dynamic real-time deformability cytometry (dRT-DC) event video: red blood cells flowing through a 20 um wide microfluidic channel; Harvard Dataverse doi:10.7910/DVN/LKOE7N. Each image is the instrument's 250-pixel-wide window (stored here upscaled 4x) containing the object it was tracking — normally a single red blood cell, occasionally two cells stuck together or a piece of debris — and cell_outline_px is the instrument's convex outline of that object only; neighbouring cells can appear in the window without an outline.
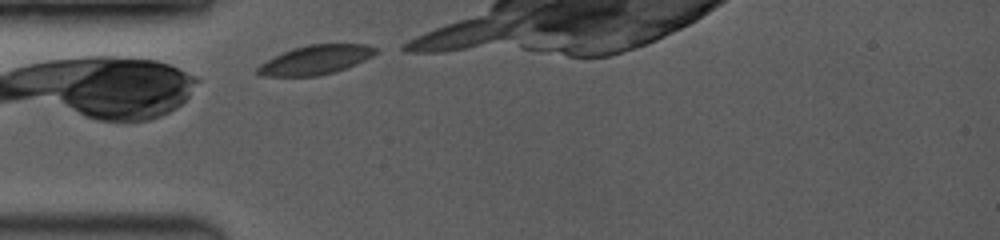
{"species": "common noctule bat (a hibernating species)", "species_latin": "Nyctalus noctula", "temperature_condition": "room temperature", "stored_images_in_passage": 5, "camera_frame_rate_fps": 3500, "um_per_image_px": 0.085, "animal": {"sex": "female", "body_mass_g": 19.0, "forearm_length_mm": 53.3}, "frame": {"image": 1, "passage_image": 1, "time_ms": 0.0, "image_size_px": [1000, 240], "cell_outline_px": [[380, 52], [364, 60], [344, 68], [332, 72], [316, 76], [264, 76], [256, 72], [256, 68], [260, 64], [292, 48], [308, 44], [368, 44], [380, 48]], "centroid_in_image_um": [26.87, 5.07], "position_along_channel_um": 58.1, "area_um2": 19.94}}